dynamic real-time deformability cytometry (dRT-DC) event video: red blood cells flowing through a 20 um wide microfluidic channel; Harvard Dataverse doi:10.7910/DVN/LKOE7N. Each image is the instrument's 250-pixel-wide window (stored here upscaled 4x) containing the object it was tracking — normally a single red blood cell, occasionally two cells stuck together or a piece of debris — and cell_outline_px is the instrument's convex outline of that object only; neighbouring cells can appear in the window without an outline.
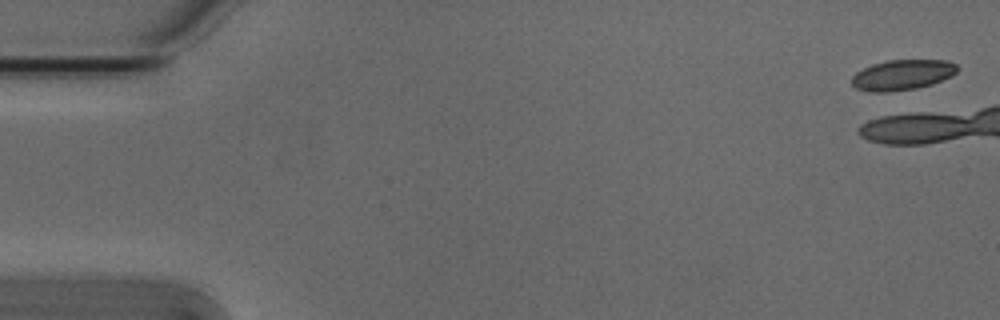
{"species": "Egyptian fruit bat (a non-hibernating species)", "species_latin": "Rousettus aegyptiacus", "temperature_condition": "cold", "stored_images_in_passage": 2, "camera_frame_rate_fps": 3000, "um_per_image_px": 0.085, "animal": {"sex": "male"}, "frame": {"image": 1, "passage_image": 1, "time_ms": 0.0, "image_size_px": [1000, 320], "cell_outline_px": [[956, 72], [952, 76], [932, 84], [916, 88], [888, 92], [868, 92], [856, 88], [852, 84], [852, 76], [856, 72], [872, 64], [888, 60], [948, 60], [956, 64]], "centroid_in_image_um": [76.68, 6.37], "position_along_channel_um": 8.3, "area_um2": 18.67}}